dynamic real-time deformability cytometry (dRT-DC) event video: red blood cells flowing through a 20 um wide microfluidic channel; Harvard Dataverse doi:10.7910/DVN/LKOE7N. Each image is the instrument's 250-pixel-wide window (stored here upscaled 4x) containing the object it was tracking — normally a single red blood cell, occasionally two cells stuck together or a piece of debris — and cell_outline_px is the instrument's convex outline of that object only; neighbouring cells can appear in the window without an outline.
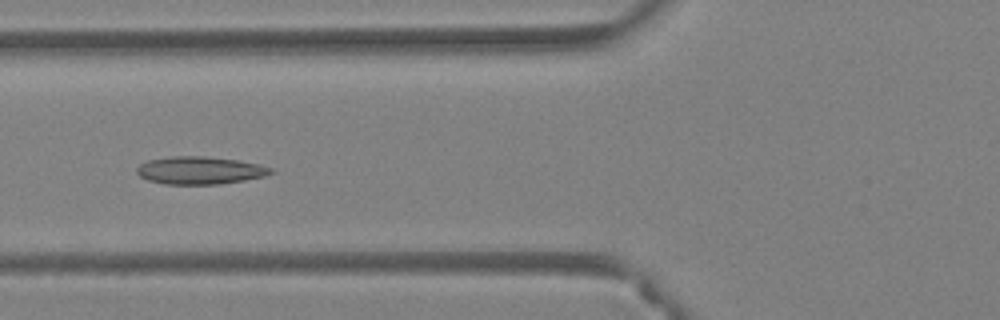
{"species": "Egyptian fruit bat (a non-hibernating species)", "species_latin": "Rousettus aegyptiacus", "temperature_condition": "warm", "stored_images_in_passage": 48, "camera_frame_rate_fps": 3000, "um_per_image_px": 0.085, "animal": {"sex": "female"}, "frame": {"image": 1, "passage_image": 19, "time_ms": 6.0, "image_size_px": [1000, 320], "cell_outline_px": [[276, 172], [264, 176], [244, 180], [220, 184], [164, 184], [148, 180], [140, 176], [136, 172], [136, 168], [140, 164], [148, 160], [172, 156], [204, 156], [236, 160], [260, 164], [272, 168]], "centroid_in_image_um": [17.0, 14.48], "position_along_channel_um": 108.8, "area_um2": 21.62}}
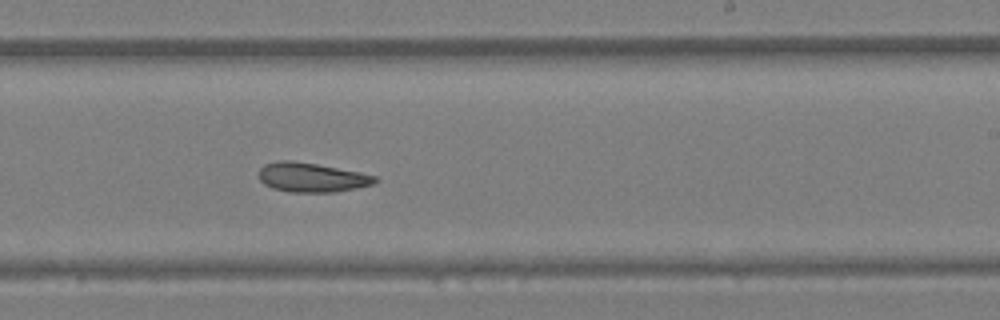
{"frame": {"image": 2, "passage_image": 30, "time_ms": 9.667, "image_size_px": [1000, 320], "cell_outline_px": [[380, 180], [372, 184], [356, 188], [336, 192], [288, 192], [272, 188], [264, 184], [260, 180], [260, 168], [264, 164], [276, 160], [292, 160], [316, 164], [360, 172], [376, 176]], "centroid_in_image_um": [26.49, 15.08], "position_along_channel_um": 262.5, "area_um2": 19.94}}
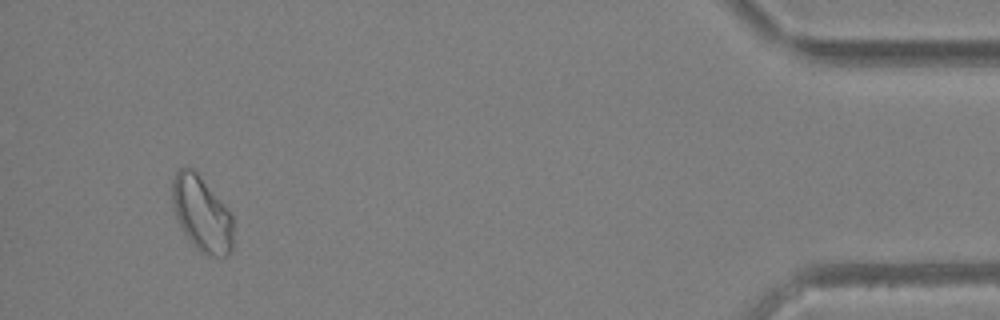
{"frame": {"image": 3, "passage_image": 46, "time_ms": 15.0, "image_size_px": [1000, 320], "cell_outline_px": [[232, 252], [228, 256], [212, 256], [200, 252], [188, 240], [176, 220], [172, 204], [172, 180], [176, 172], [180, 168], [192, 168], [200, 176], [220, 200], [232, 216]], "centroid_in_image_um": [17.12, 18.21], "position_along_channel_um": 418.1, "area_um2": 26.65}, "authors_computed_cell_mechanics": {"area_um2": 22.8021, "velocity_mm_per_s": 4.2014, "shape_relaxation_time_tau1_ms": null, "shape_relaxation_time_tau2_ms": 8.023, "deformation_change_tau1": null, "deformation_change_tau2": 0.1355}}